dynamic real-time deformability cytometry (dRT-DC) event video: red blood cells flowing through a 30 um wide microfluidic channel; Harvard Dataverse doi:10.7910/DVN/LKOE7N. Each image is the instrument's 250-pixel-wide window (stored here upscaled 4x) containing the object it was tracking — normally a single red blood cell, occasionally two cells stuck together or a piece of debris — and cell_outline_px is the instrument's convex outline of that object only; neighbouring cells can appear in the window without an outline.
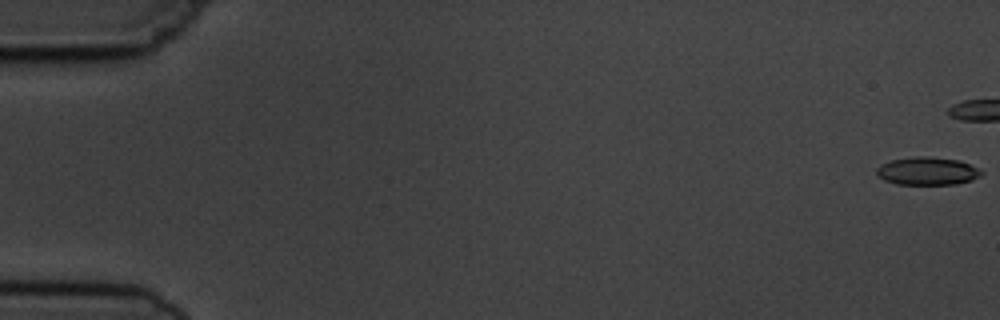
{"species": "common noctule bat (a hibernating species)", "species_latin": "Nyctalus noctula", "temperature_condition": "cold", "stored_images_in_passage": 6, "segment_of_instrument_passage": [1, 2], "camera_frame_rate_fps": 3000, "um_per_image_px": 0.085, "animal": {"sex": "male", "body_mass_g": 19.5, "forearm_length_mm": 54.6}, "frame": {"image": 1, "passage_image": 1, "time_ms": 0.0, "image_size_px": [1000, 320], "cell_outline_px": [[984, 172], [980, 176], [972, 180], [956, 184], [896, 184], [884, 180], [876, 172], [876, 168], [880, 164], [892, 160], [916, 156], [924, 156], [960, 160], [980, 168]], "centroid_in_image_um": [78.86, 14.54], "position_along_channel_um": 6.1, "area_um2": 17.11}}
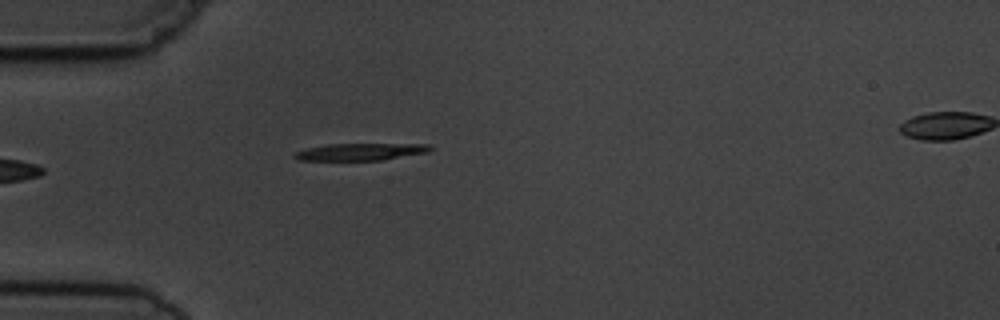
{"frame": {"image": 2, "passage_image": 5, "time_ms": 6.333, "image_size_px": [1000, 320], "cell_outline_px": [[432, 148], [428, 152], [384, 160], [300, 160], [292, 156], [296, 152], [308, 148], [328, 144], [428, 144]], "centroid_in_image_um": [30.67, 12.9], "position_along_channel_um": 54.3, "area_um2": 13.35}}